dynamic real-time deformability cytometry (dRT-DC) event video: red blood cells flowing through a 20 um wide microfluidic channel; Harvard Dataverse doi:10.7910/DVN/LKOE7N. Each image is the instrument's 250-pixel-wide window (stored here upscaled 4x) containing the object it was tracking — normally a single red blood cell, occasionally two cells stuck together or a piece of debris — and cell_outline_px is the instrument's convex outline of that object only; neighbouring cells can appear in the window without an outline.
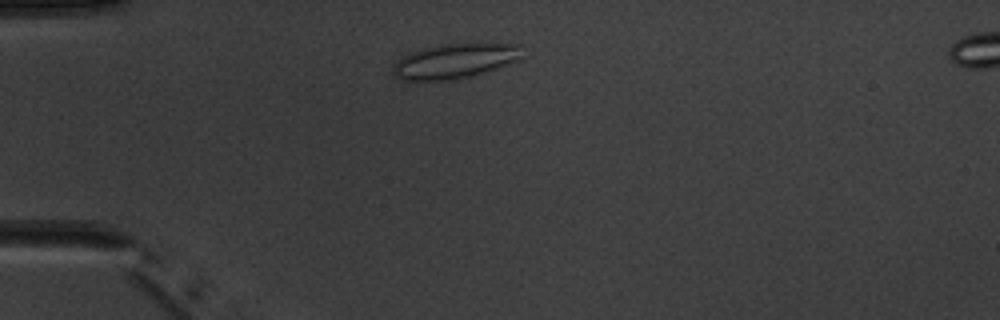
{"species": "common noctule bat (a hibernating species)", "species_latin": "Nyctalus noctula", "temperature_condition": "warm", "stored_images_in_passage": 4, "camera_frame_rate_fps": 3000, "um_per_image_px": 0.085, "animal": {"sex": "male", "body_mass_g": 20.1, "forearm_length_mm": 53.5}, "frame": {"image": 1, "passage_image": 1, "time_ms": 0.0, "image_size_px": [1000, 320], "cell_outline_px": [[524, 56], [520, 60], [484, 72], [452, 80], [404, 80], [396, 76], [392, 72], [396, 64], [404, 56], [412, 52], [436, 44], [524, 44]], "centroid_in_image_um": [38.76, 5.17], "position_along_channel_um": 46.2, "area_um2": 25.95}}
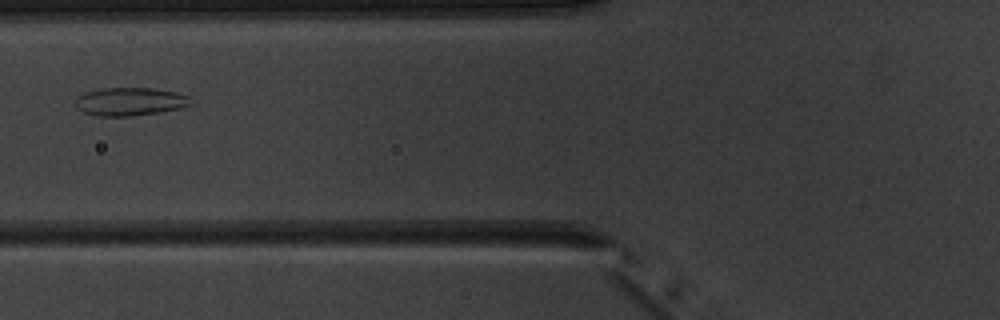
{"frame": {"image": 2, "passage_image": 3, "time_ms": 2.333, "image_size_px": [1000, 320], "cell_outline_px": [[196, 104], [184, 108], [128, 116], [96, 116], [80, 112], [76, 108], [76, 96], [84, 92], [100, 88], [152, 88], [176, 92], [188, 96]], "centroid_in_image_um": [11.04, 8.63], "position_along_channel_um": 114.8, "area_um2": 19.25}}